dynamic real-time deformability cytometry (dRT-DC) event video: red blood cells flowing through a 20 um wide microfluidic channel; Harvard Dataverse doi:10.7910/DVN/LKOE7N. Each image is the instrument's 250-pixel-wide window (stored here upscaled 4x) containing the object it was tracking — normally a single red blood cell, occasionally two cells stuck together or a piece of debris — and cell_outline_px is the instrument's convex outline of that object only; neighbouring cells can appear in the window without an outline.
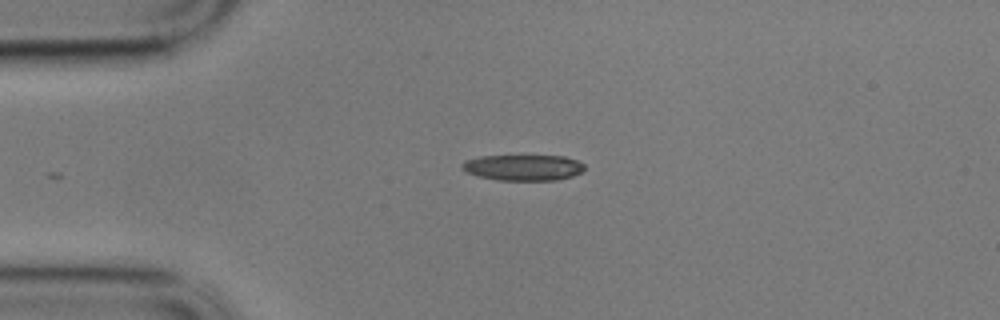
{"species": "common noctule bat (a hibernating species)", "species_latin": "Nyctalus noctula", "temperature_condition": "cold", "stored_images_in_passage": 46, "camera_frame_rate_fps": 3000, "um_per_image_px": 0.085, "animal": {"sex": "male", "body_mass_g": 17.9}, "frame": {"image": 1, "passage_image": 1, "time_ms": 0.0, "image_size_px": [1000, 320], "cell_outline_px": [[584, 168], [580, 172], [572, 176], [556, 180], [500, 180], [480, 176], [468, 172], [460, 164], [464, 160], [480, 156], [564, 156], [576, 160], [584, 164]], "centroid_in_image_um": [44.48, 14.23], "position_along_channel_um": 40.5, "area_um2": 18.21}}
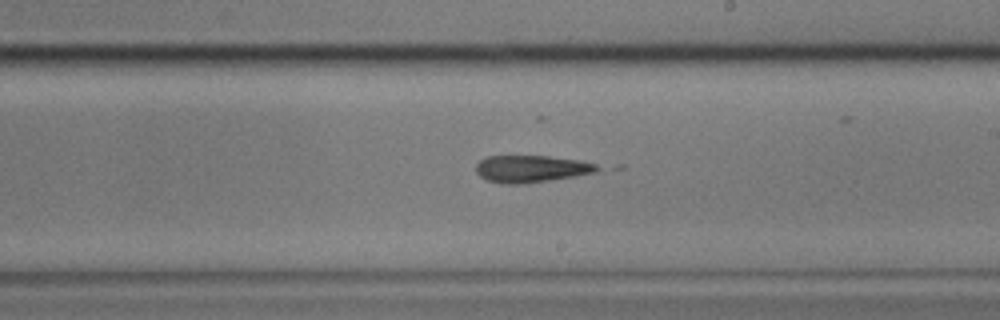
{"frame": {"image": 2, "passage_image": 21, "time_ms": 6.667, "image_size_px": [1000, 320], "cell_outline_px": [[604, 168], [596, 172], [548, 180], [520, 184], [500, 184], [488, 180], [480, 176], [476, 172], [476, 164], [484, 156], [548, 156], [580, 160], [596, 164]], "centroid_in_image_um": [45.14, 14.34], "position_along_channel_um": 243.9, "area_um2": 19.13}}
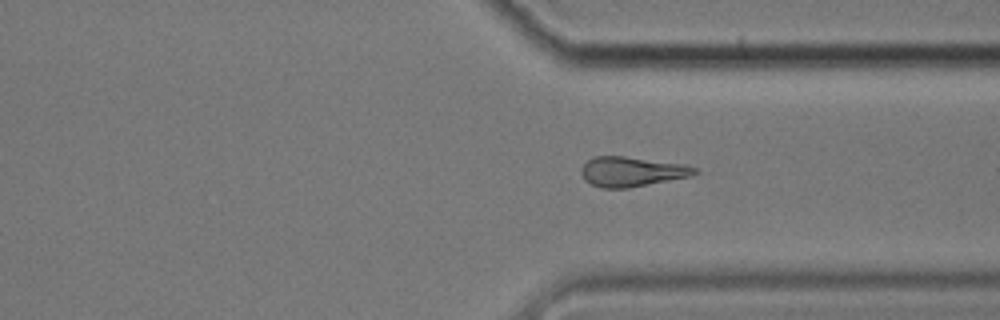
{"frame": {"image": 3, "passage_image": 31, "time_ms": 10.0, "image_size_px": [1000, 320], "cell_outline_px": [[700, 172], [692, 176], [628, 188], [600, 188], [584, 180], [580, 172], [584, 164], [592, 156], [624, 156], [684, 164], [696, 168]], "centroid_in_image_um": [53.7, 14.59], "position_along_channel_um": 357.7, "area_um2": 19.77}}